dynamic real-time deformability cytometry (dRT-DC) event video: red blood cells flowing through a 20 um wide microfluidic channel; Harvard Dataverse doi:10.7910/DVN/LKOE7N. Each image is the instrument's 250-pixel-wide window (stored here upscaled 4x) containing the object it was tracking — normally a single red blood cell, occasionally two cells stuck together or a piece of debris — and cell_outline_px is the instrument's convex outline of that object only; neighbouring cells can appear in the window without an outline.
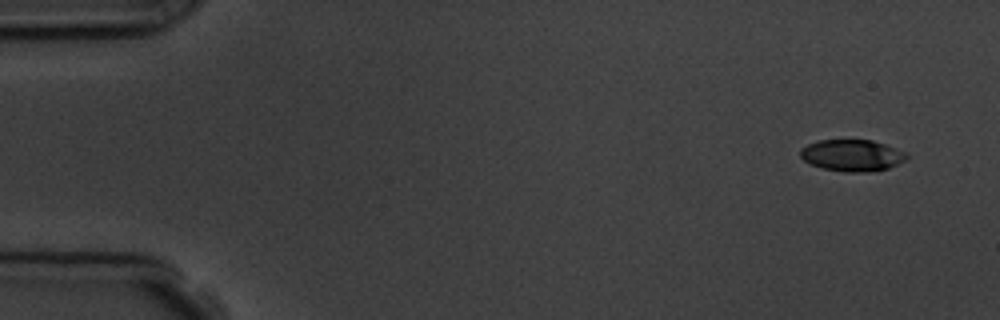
{"species": "common noctule bat (a hibernating species)", "species_latin": "Nyctalus noctula", "temperature_condition": "room temperature", "stored_images_in_passage": 4, "camera_frame_rate_fps": 3000, "um_per_image_px": 0.085, "animal": {"sex": "male", "body_mass_g": 19.5, "forearm_length_mm": 54.6}, "frame": {"image": 1, "passage_image": 1, "time_ms": 0.0, "image_size_px": [1000, 320], "cell_outline_px": [[908, 156], [904, 160], [888, 168], [868, 172], [844, 172], [820, 168], [808, 164], [800, 156], [800, 148], [808, 144], [820, 140], [872, 140], [884, 144], [904, 152]], "centroid_in_image_um": [72.36, 13.21], "position_along_channel_um": 12.6, "area_um2": 19.54}}
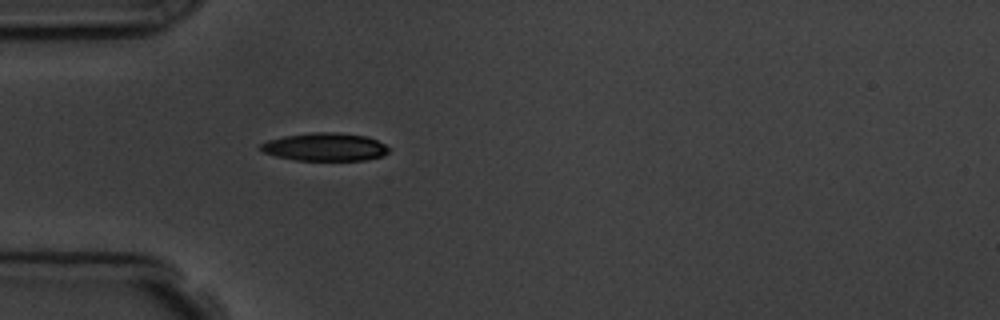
{"frame": {"image": 2, "passage_image": 4, "time_ms": 4.333, "image_size_px": [1000, 320], "cell_outline_px": [[392, 148], [384, 156], [364, 160], [296, 160], [276, 156], [264, 152], [260, 148], [260, 144], [268, 140], [284, 136], [312, 132], [336, 132], [364, 136], [376, 140]], "centroid_in_image_um": [27.65, 12.49], "position_along_channel_um": 57.4, "area_um2": 20.87}}